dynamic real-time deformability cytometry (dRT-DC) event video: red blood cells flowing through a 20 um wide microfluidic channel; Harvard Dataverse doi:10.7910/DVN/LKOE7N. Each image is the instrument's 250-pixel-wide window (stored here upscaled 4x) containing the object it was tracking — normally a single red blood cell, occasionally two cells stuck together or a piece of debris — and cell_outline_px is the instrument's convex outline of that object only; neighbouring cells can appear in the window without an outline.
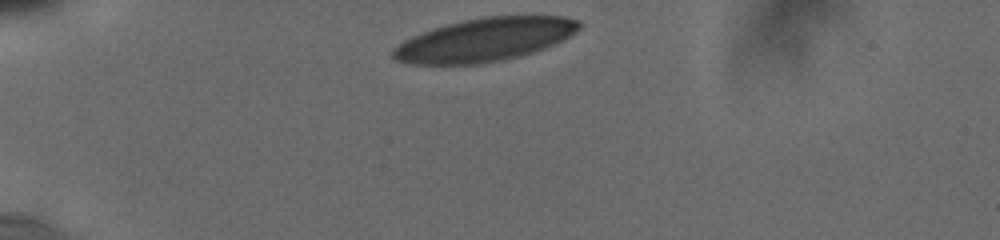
{"species": "human", "species_latin": "Homo sapiens", "temperature_condition": "cold", "stored_images_in_passage": 4, "camera_frame_rate_fps": 3000, "um_per_image_px": 0.085, "donor": {"sex": "male"}, "frame": {"image": 1, "passage_image": 1, "time_ms": 0.0, "image_size_px": [1000, 240], "cell_outline_px": [[580, 28], [564, 40], [544, 48], [520, 56], [504, 60], [484, 64], [408, 64], [396, 60], [392, 56], [392, 48], [404, 40], [432, 28], [464, 20], [484, 16], [564, 16], [580, 20]], "centroid_in_image_um": [41.2, 3.38], "position_along_channel_um": 43.8, "area_um2": 46.99}}
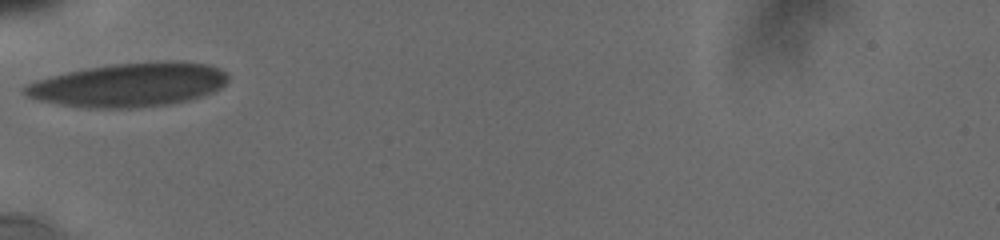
{"frame": {"image": 2, "passage_image": 3, "time_ms": 2.0, "image_size_px": [1000, 240], "cell_outline_px": [[228, 80], [220, 88], [212, 92], [188, 100], [168, 104], [136, 108], [84, 108], [36, 100], [24, 96], [20, 92], [20, 88], [24, 84], [32, 80], [48, 76], [88, 68], [112, 64], [160, 60], [180, 60], [208, 64], [220, 68], [228, 76]], "centroid_in_image_um": [10.89, 7.2], "position_along_channel_um": 74.1, "area_um2": 52.71}}